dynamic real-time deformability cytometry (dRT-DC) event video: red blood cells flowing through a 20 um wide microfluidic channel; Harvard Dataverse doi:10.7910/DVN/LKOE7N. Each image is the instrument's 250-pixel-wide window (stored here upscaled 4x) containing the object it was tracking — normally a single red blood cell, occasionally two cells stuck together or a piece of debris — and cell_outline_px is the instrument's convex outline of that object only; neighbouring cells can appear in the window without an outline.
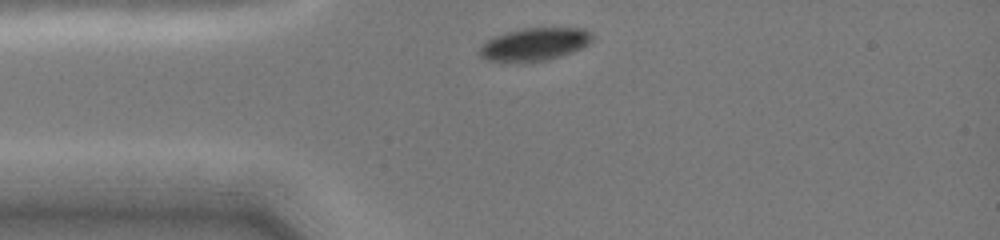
{"species": "common noctule bat (a hibernating species)", "species_latin": "Nyctalus noctula", "temperature_condition": "cold", "stored_images_in_passage": 11, "camera_frame_rate_fps": 3000, "um_per_image_px": 0.085, "animal": {"sex": "female", "body_mass_g": 19.0, "forearm_length_mm": 51.5}, "frame": {"image": 1, "passage_image": 1, "time_ms": 0.0, "image_size_px": [1000, 240], "cell_outline_px": [[592, 40], [588, 44], [580, 48], [560, 56], [544, 60], [488, 60], [480, 56], [480, 48], [492, 36], [524, 28], [584, 28], [592, 32]], "centroid_in_image_um": [45.48, 3.72], "position_along_channel_um": 39.5, "area_um2": 20.81}}
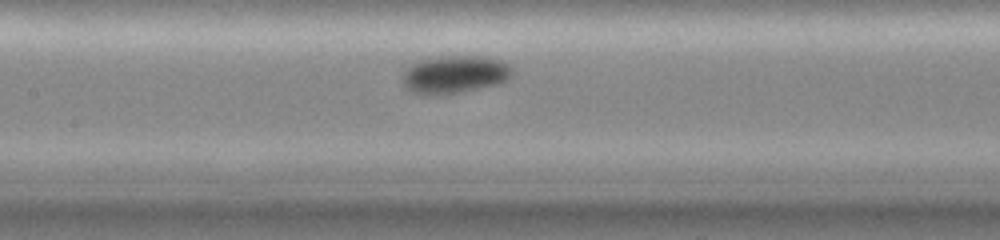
{"frame": {"image": 2, "passage_image": 7, "time_ms": 3.667, "image_size_px": [1000, 240], "cell_outline_px": [[512, 76], [508, 80], [496, 84], [460, 92], [432, 96], [424, 96], [412, 92], [404, 84], [404, 72], [412, 64], [420, 60], [436, 56], [492, 56], [508, 64], [512, 68]], "centroid_in_image_um": [38.67, 6.32], "position_along_channel_um": 168.7, "area_um2": 24.33}}
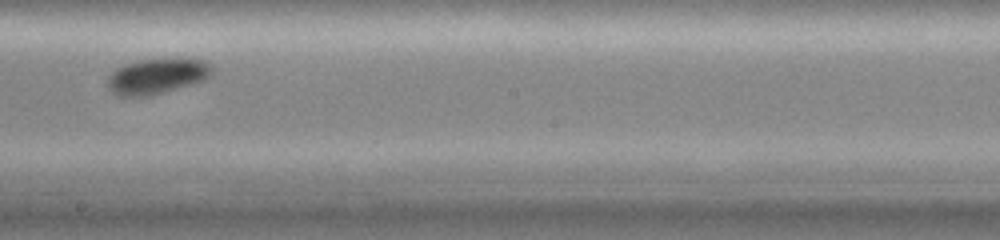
{"frame": {"image": 3, "passage_image": 10, "time_ms": 5.333, "image_size_px": [1000, 240], "cell_outline_px": [[212, 72], [204, 80], [152, 96], [116, 96], [108, 88], [108, 76], [116, 68], [124, 64], [136, 60], [160, 56], [188, 56], [204, 60], [212, 68]], "centroid_in_image_um": [13.35, 6.41], "position_along_channel_um": 234.9, "area_um2": 22.6}}